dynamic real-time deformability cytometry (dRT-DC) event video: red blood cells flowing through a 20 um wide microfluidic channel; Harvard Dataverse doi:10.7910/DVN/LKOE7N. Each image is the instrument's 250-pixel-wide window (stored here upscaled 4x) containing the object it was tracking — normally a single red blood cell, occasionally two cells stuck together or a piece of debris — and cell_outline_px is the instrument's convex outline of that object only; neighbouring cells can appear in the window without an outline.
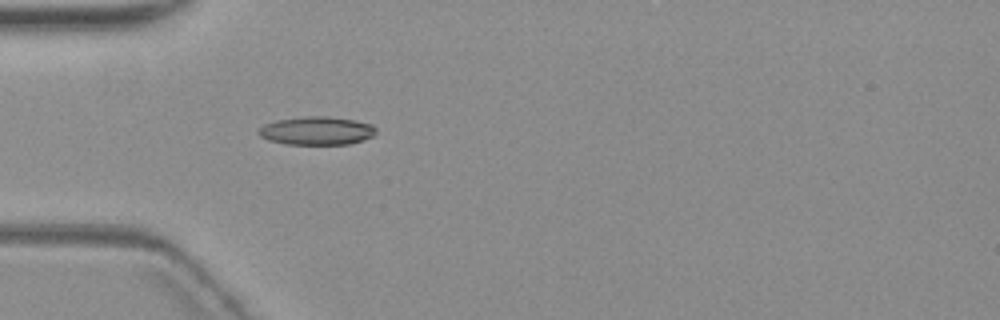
{"species": "common noctule bat (a hibernating species)", "species_latin": "Nyctalus noctula", "temperature_condition": "warm", "stored_images_in_passage": 4, "camera_frame_rate_fps": 3000, "um_per_image_px": 0.085, "animal": {"sex": "female", "body_mass_g": 19.3, "forearm_length_mm": 54.1}, "frame": {"image": 1, "passage_image": 4, "time_ms": 4.667, "image_size_px": [1000, 320], "cell_outline_px": [[376, 132], [372, 136], [364, 140], [348, 144], [284, 144], [268, 140], [260, 136], [256, 132], [264, 124], [276, 120], [308, 116], [324, 116], [352, 120], [372, 124], [376, 128]], "centroid_in_image_um": [26.9, 11.12], "position_along_channel_um": 58.1, "area_um2": 19.31}}